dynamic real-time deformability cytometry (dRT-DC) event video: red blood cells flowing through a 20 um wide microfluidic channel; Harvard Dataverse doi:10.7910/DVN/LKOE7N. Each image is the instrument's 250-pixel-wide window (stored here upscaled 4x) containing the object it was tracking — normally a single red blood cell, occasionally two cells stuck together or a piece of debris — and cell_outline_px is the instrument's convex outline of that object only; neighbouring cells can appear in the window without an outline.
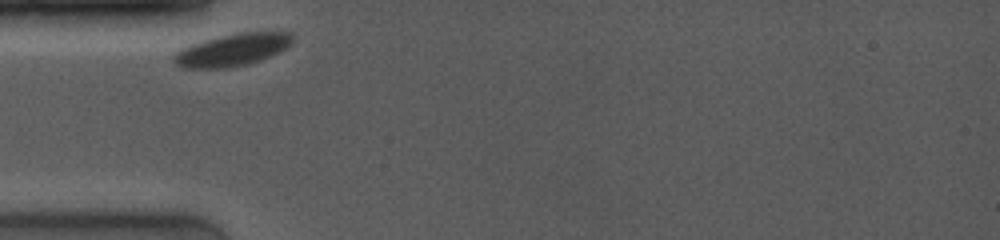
{"species": "common noctule bat (a hibernating species)", "species_latin": "Nyctalus noctula", "temperature_condition": "room temperature", "stored_images_in_passage": 3, "camera_frame_rate_fps": 4000, "um_per_image_px": 0.085, "animal": {"sex": "female", "body_mass_g": 19.0, "forearm_length_mm": 53.3}, "frame": {"image": 1, "passage_image": 1, "time_ms": 0.0, "image_size_px": [1000, 240], "cell_outline_px": [[292, 44], [288, 48], [260, 60], [248, 64], [224, 68], [180, 68], [172, 60], [172, 56], [176, 52], [192, 44], [220, 36], [240, 32], [288, 32], [292, 36]], "centroid_in_image_um": [19.75, 4.25], "position_along_channel_um": 65.2, "area_um2": 22.2}}